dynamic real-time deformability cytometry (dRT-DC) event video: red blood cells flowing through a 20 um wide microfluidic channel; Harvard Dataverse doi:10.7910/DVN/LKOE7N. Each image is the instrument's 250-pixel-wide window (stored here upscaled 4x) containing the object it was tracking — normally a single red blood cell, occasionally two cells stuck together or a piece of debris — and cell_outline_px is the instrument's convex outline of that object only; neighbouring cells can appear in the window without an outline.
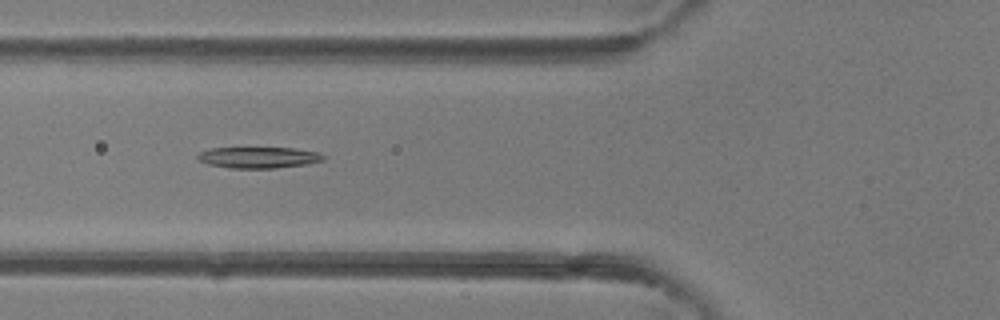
{"species": "common noctule bat (a hibernating species)", "species_latin": "Nyctalus noctula", "temperature_condition": "room temperature", "stored_images_in_passage": 29, "camera_frame_rate_fps": 3000, "um_per_image_px": 0.085, "animal": {"sex": "female"}, "frame": {"image": 1, "passage_image": 4, "time_ms": 1.0, "image_size_px": [1000, 320], "cell_outline_px": [[324, 160], [308, 164], [276, 168], [232, 168], [208, 164], [200, 160], [196, 156], [200, 152], [212, 148], [292, 148], [320, 152], [324, 156]], "centroid_in_image_um": [22.02, 13.38], "position_along_channel_um": 103.8, "area_um2": 15.43}}
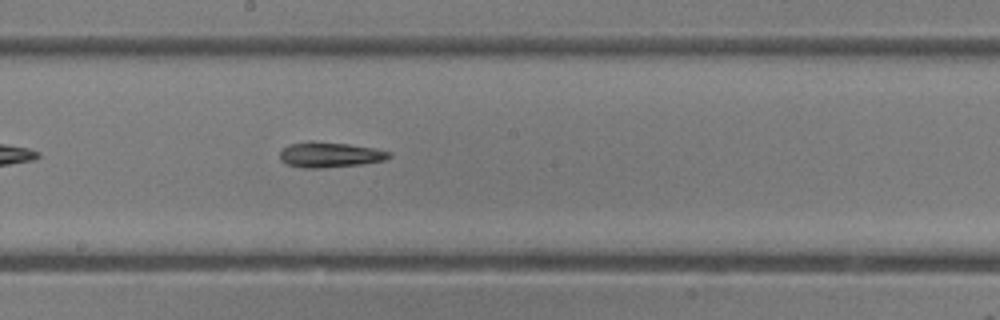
{"frame": {"image": 2, "passage_image": 11, "time_ms": 3.333, "image_size_px": [1000, 320], "cell_outline_px": [[392, 156], [384, 160], [360, 164], [320, 168], [300, 168], [288, 164], [280, 160], [280, 152], [288, 144], [308, 140], [312, 140], [348, 144], [376, 148], [392, 152]], "centroid_in_image_um": [28.02, 13.13], "position_along_channel_um": 220.2, "area_um2": 16.3}}
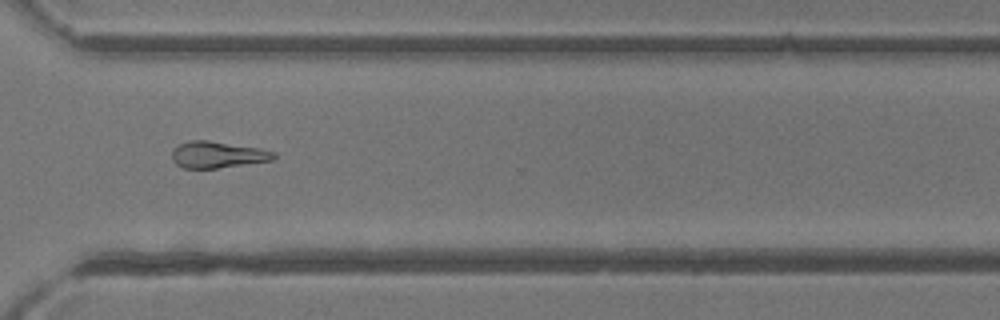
{"frame": {"image": 3, "passage_image": 19, "time_ms": 6.0, "image_size_px": [1000, 320], "cell_outline_px": [[276, 156], [272, 160], [216, 168], [184, 168], [176, 164], [172, 160], [172, 148], [188, 140], [208, 140], [260, 148], [276, 152]], "centroid_in_image_um": [18.47, 13.14], "position_along_channel_um": 352.1, "area_um2": 15.72}}